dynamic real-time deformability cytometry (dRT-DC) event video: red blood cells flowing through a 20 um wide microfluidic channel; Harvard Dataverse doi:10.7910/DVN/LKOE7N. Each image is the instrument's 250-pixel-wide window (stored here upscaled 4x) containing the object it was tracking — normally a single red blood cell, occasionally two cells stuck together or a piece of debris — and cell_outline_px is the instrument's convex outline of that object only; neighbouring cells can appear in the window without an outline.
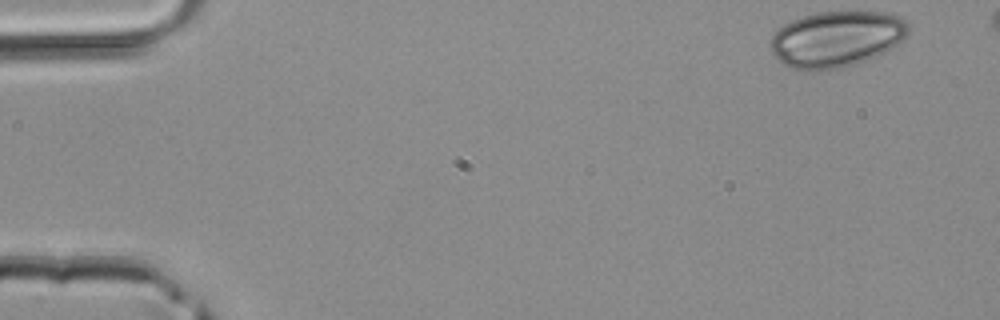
{"species": "common noctule bat (a hibernating species)", "species_latin": "Nyctalus noctula", "temperature_condition": "room temperature", "stored_images_in_passage": 5, "camera_frame_rate_fps": 3000, "um_per_image_px": 0.085, "animal": {"sex": "male", "body_mass_g": 20.4}, "frame": {"image": 1, "passage_image": 1, "time_ms": 0.0, "image_size_px": [1000, 320], "cell_outline_px": [[912, 28], [900, 44], [896, 48], [856, 64], [836, 68], [792, 68], [784, 64], [772, 52], [768, 44], [772, 36], [784, 24], [792, 20], [816, 12], [888, 12], [900, 16], [912, 24]], "centroid_in_image_um": [71.2, 3.28], "position_along_channel_um": 13.8, "area_um2": 45.03}}